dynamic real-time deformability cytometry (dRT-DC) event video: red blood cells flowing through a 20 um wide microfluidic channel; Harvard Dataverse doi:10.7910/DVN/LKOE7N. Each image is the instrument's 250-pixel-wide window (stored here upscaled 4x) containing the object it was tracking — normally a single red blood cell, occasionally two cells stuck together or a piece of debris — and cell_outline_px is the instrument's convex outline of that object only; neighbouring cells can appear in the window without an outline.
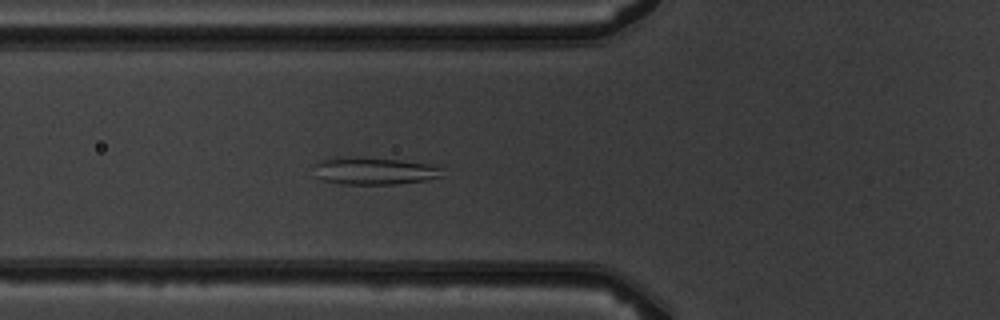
{"species": "common noctule bat (a hibernating species)", "species_latin": "Nyctalus noctula", "temperature_condition": "warm", "stored_images_in_passage": 4, "camera_frame_rate_fps": 3000, "um_per_image_px": 0.085, "animal": {"sex": "male", "body_mass_g": 19.5, "forearm_length_mm": 54.6}, "frame": {"image": 1, "passage_image": 4, "time_ms": 4.333, "image_size_px": [1000, 320], "cell_outline_px": [[444, 168], [440, 176], [424, 180], [396, 184], [340, 184], [320, 180], [316, 176], [312, 164], [316, 160], [332, 156], [352, 156], [400, 160], [444, 164]], "centroid_in_image_um": [31.76, 14.49], "position_along_channel_um": 94.0, "area_um2": 21.39}}